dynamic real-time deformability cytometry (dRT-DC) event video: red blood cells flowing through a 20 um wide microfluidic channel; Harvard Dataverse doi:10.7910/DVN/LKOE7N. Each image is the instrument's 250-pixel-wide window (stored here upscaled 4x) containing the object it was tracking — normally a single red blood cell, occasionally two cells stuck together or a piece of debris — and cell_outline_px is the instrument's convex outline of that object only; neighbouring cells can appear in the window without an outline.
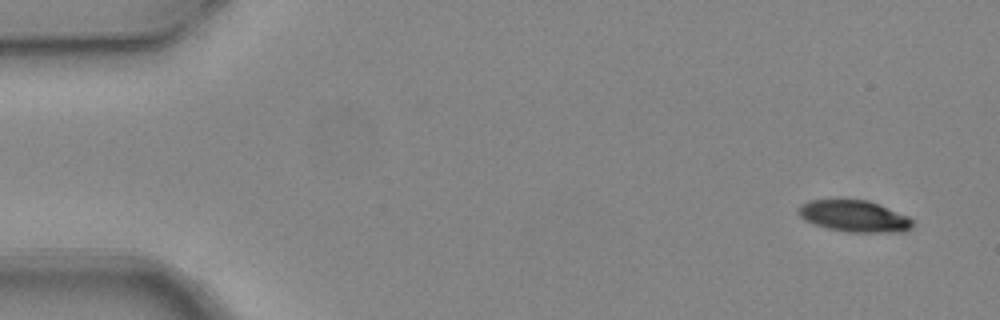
{"species": "common noctule bat (a hibernating species)", "species_latin": "Nyctalus noctula", "temperature_condition": "warm", "stored_images_in_passage": 6, "camera_frame_rate_fps": 3000, "um_per_image_px": 0.085, "animal": {"sex": "female", "body_mass_g": 24.6, "forearm_length_mm": 56.2}, "frame": {"image": 1, "passage_image": 1, "time_ms": 0.0, "image_size_px": [1000, 320], "cell_outline_px": [[912, 228], [904, 232], [848, 232], [828, 228], [804, 220], [796, 212], [800, 204], [808, 200], [868, 200], [880, 204], [908, 216], [912, 220]], "centroid_in_image_um": [72.61, 18.37], "position_along_channel_um": 12.4, "area_um2": 21.04}}
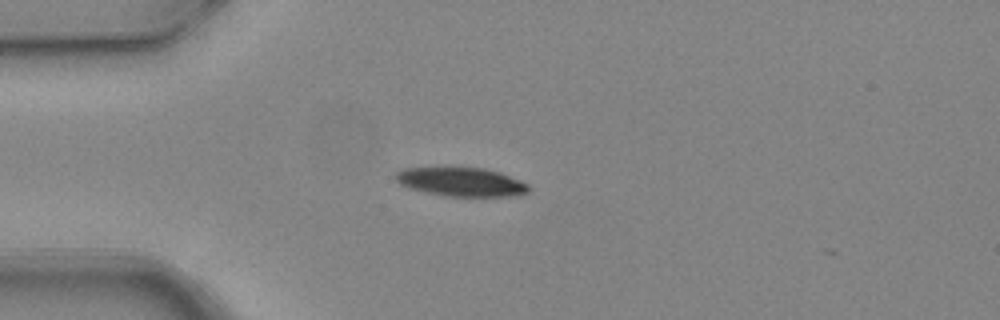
{"frame": {"image": 2, "passage_image": 4, "time_ms": 1.0, "image_size_px": [1000, 320], "cell_outline_px": [[532, 188], [528, 192], [520, 196], [444, 196], [408, 188], [400, 184], [396, 180], [396, 172], [404, 168], [484, 168], [500, 172], [520, 180], [528, 184]], "centroid_in_image_um": [39.25, 15.47], "position_along_channel_um": 45.7, "area_um2": 22.37}}
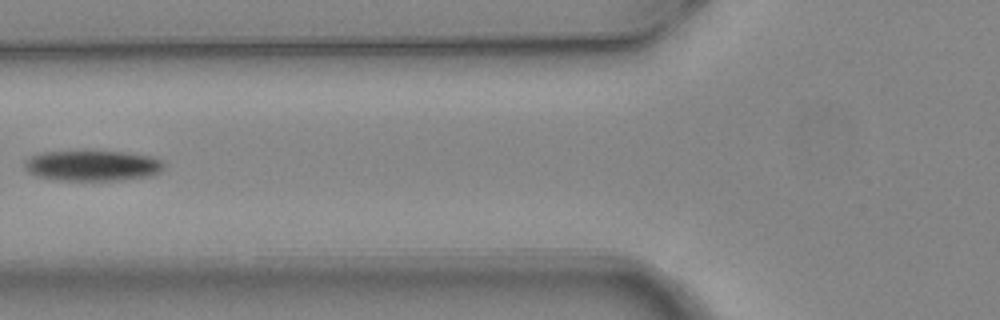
{"frame": {"image": 3, "passage_image": 6, "time_ms": 1.667, "image_size_px": [1000, 320], "cell_outline_px": [[164, 168], [160, 172], [152, 176], [120, 180], [56, 180], [36, 176], [28, 172], [24, 168], [24, 164], [32, 156], [40, 152], [84, 148], [88, 148], [124, 152], [152, 156], [160, 160], [164, 164]], "centroid_in_image_um": [7.85, 14.03], "position_along_channel_um": 118.0, "area_um2": 25.95}}